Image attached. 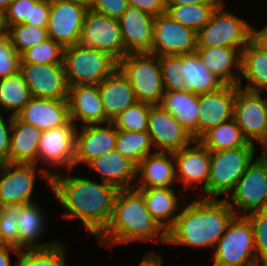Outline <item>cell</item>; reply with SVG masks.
Wrapping results in <instances>:
<instances>
[{"label": "cell", "instance_id": "obj_18", "mask_svg": "<svg viewBox=\"0 0 267 266\" xmlns=\"http://www.w3.org/2000/svg\"><path fill=\"white\" fill-rule=\"evenodd\" d=\"M0 207L6 204H29L36 179L37 165L34 164H0Z\"/></svg>", "mask_w": 267, "mask_h": 266}, {"label": "cell", "instance_id": "obj_48", "mask_svg": "<svg viewBox=\"0 0 267 266\" xmlns=\"http://www.w3.org/2000/svg\"><path fill=\"white\" fill-rule=\"evenodd\" d=\"M50 12V0H38L31 4L30 21L24 23L34 27H46Z\"/></svg>", "mask_w": 267, "mask_h": 266}, {"label": "cell", "instance_id": "obj_57", "mask_svg": "<svg viewBox=\"0 0 267 266\" xmlns=\"http://www.w3.org/2000/svg\"><path fill=\"white\" fill-rule=\"evenodd\" d=\"M267 90V83H265L263 86H261L259 89H258V93H261L262 91H266ZM266 101H267V97L264 98Z\"/></svg>", "mask_w": 267, "mask_h": 266}, {"label": "cell", "instance_id": "obj_36", "mask_svg": "<svg viewBox=\"0 0 267 266\" xmlns=\"http://www.w3.org/2000/svg\"><path fill=\"white\" fill-rule=\"evenodd\" d=\"M221 4H192L166 6V14L196 33L210 20L212 13Z\"/></svg>", "mask_w": 267, "mask_h": 266}, {"label": "cell", "instance_id": "obj_34", "mask_svg": "<svg viewBox=\"0 0 267 266\" xmlns=\"http://www.w3.org/2000/svg\"><path fill=\"white\" fill-rule=\"evenodd\" d=\"M197 140L210 151L233 149L249 143L234 118L208 129Z\"/></svg>", "mask_w": 267, "mask_h": 266}, {"label": "cell", "instance_id": "obj_17", "mask_svg": "<svg viewBox=\"0 0 267 266\" xmlns=\"http://www.w3.org/2000/svg\"><path fill=\"white\" fill-rule=\"evenodd\" d=\"M173 153L176 180L183 183L182 186H184V190L186 191L191 185H195L193 189L196 190L200 183L203 184L202 192L207 196L210 150L203 146L198 140H194L192 146H186Z\"/></svg>", "mask_w": 267, "mask_h": 266}, {"label": "cell", "instance_id": "obj_40", "mask_svg": "<svg viewBox=\"0 0 267 266\" xmlns=\"http://www.w3.org/2000/svg\"><path fill=\"white\" fill-rule=\"evenodd\" d=\"M152 104L136 102L120 113L112 123L117 130L128 132L148 131V120Z\"/></svg>", "mask_w": 267, "mask_h": 266}, {"label": "cell", "instance_id": "obj_25", "mask_svg": "<svg viewBox=\"0 0 267 266\" xmlns=\"http://www.w3.org/2000/svg\"><path fill=\"white\" fill-rule=\"evenodd\" d=\"M87 166L101 176L102 182L118 189H132L137 184V165L115 149L93 159Z\"/></svg>", "mask_w": 267, "mask_h": 266}, {"label": "cell", "instance_id": "obj_30", "mask_svg": "<svg viewBox=\"0 0 267 266\" xmlns=\"http://www.w3.org/2000/svg\"><path fill=\"white\" fill-rule=\"evenodd\" d=\"M185 127L192 137L198 139V95L193 92L166 90L159 104Z\"/></svg>", "mask_w": 267, "mask_h": 266}, {"label": "cell", "instance_id": "obj_33", "mask_svg": "<svg viewBox=\"0 0 267 266\" xmlns=\"http://www.w3.org/2000/svg\"><path fill=\"white\" fill-rule=\"evenodd\" d=\"M241 76L247 80L246 86H238L247 91H258L267 83V54L251 41L241 52Z\"/></svg>", "mask_w": 267, "mask_h": 266}, {"label": "cell", "instance_id": "obj_28", "mask_svg": "<svg viewBox=\"0 0 267 266\" xmlns=\"http://www.w3.org/2000/svg\"><path fill=\"white\" fill-rule=\"evenodd\" d=\"M42 131L13 116L9 163L37 165L38 145Z\"/></svg>", "mask_w": 267, "mask_h": 266}, {"label": "cell", "instance_id": "obj_31", "mask_svg": "<svg viewBox=\"0 0 267 266\" xmlns=\"http://www.w3.org/2000/svg\"><path fill=\"white\" fill-rule=\"evenodd\" d=\"M181 76L185 91L200 95L216 91L225 84L203 64L196 52L181 54Z\"/></svg>", "mask_w": 267, "mask_h": 266}, {"label": "cell", "instance_id": "obj_39", "mask_svg": "<svg viewBox=\"0 0 267 266\" xmlns=\"http://www.w3.org/2000/svg\"><path fill=\"white\" fill-rule=\"evenodd\" d=\"M5 33L20 56L26 50L48 39L46 27H34L25 23L10 26Z\"/></svg>", "mask_w": 267, "mask_h": 266}, {"label": "cell", "instance_id": "obj_37", "mask_svg": "<svg viewBox=\"0 0 267 266\" xmlns=\"http://www.w3.org/2000/svg\"><path fill=\"white\" fill-rule=\"evenodd\" d=\"M152 141L148 131L128 132L117 130L115 150L136 165L147 155L152 154Z\"/></svg>", "mask_w": 267, "mask_h": 266}, {"label": "cell", "instance_id": "obj_38", "mask_svg": "<svg viewBox=\"0 0 267 266\" xmlns=\"http://www.w3.org/2000/svg\"><path fill=\"white\" fill-rule=\"evenodd\" d=\"M58 242L46 249L23 250L18 257V266H66L64 248Z\"/></svg>", "mask_w": 267, "mask_h": 266}, {"label": "cell", "instance_id": "obj_6", "mask_svg": "<svg viewBox=\"0 0 267 266\" xmlns=\"http://www.w3.org/2000/svg\"><path fill=\"white\" fill-rule=\"evenodd\" d=\"M118 69L130 81L137 102L159 105L165 90L159 57L150 53L126 54Z\"/></svg>", "mask_w": 267, "mask_h": 266}, {"label": "cell", "instance_id": "obj_9", "mask_svg": "<svg viewBox=\"0 0 267 266\" xmlns=\"http://www.w3.org/2000/svg\"><path fill=\"white\" fill-rule=\"evenodd\" d=\"M225 201L236 216L241 210L247 216L255 211L267 209V152L256 157L229 193ZM236 210H235V209Z\"/></svg>", "mask_w": 267, "mask_h": 266}, {"label": "cell", "instance_id": "obj_15", "mask_svg": "<svg viewBox=\"0 0 267 266\" xmlns=\"http://www.w3.org/2000/svg\"><path fill=\"white\" fill-rule=\"evenodd\" d=\"M148 133L157 152H176L194 142L192 134L160 105H152Z\"/></svg>", "mask_w": 267, "mask_h": 266}, {"label": "cell", "instance_id": "obj_54", "mask_svg": "<svg viewBox=\"0 0 267 266\" xmlns=\"http://www.w3.org/2000/svg\"><path fill=\"white\" fill-rule=\"evenodd\" d=\"M14 0H0V10L4 12Z\"/></svg>", "mask_w": 267, "mask_h": 266}, {"label": "cell", "instance_id": "obj_4", "mask_svg": "<svg viewBox=\"0 0 267 266\" xmlns=\"http://www.w3.org/2000/svg\"><path fill=\"white\" fill-rule=\"evenodd\" d=\"M63 65L68 86L98 85L118 69L112 55L81 44L64 48Z\"/></svg>", "mask_w": 267, "mask_h": 266}, {"label": "cell", "instance_id": "obj_23", "mask_svg": "<svg viewBox=\"0 0 267 266\" xmlns=\"http://www.w3.org/2000/svg\"><path fill=\"white\" fill-rule=\"evenodd\" d=\"M24 122L41 131L66 125L70 121L68 100H53L32 97L17 114Z\"/></svg>", "mask_w": 267, "mask_h": 266}, {"label": "cell", "instance_id": "obj_16", "mask_svg": "<svg viewBox=\"0 0 267 266\" xmlns=\"http://www.w3.org/2000/svg\"><path fill=\"white\" fill-rule=\"evenodd\" d=\"M71 120L64 126L42 131L38 145L37 164L42 161L56 168L71 171L75 161L76 127ZM61 166V167H59Z\"/></svg>", "mask_w": 267, "mask_h": 266}, {"label": "cell", "instance_id": "obj_2", "mask_svg": "<svg viewBox=\"0 0 267 266\" xmlns=\"http://www.w3.org/2000/svg\"><path fill=\"white\" fill-rule=\"evenodd\" d=\"M235 216L225 199H195L181 208L167 231V244L215 248Z\"/></svg>", "mask_w": 267, "mask_h": 266}, {"label": "cell", "instance_id": "obj_14", "mask_svg": "<svg viewBox=\"0 0 267 266\" xmlns=\"http://www.w3.org/2000/svg\"><path fill=\"white\" fill-rule=\"evenodd\" d=\"M22 74L32 97L67 100L69 86L63 64L20 63Z\"/></svg>", "mask_w": 267, "mask_h": 266}, {"label": "cell", "instance_id": "obj_12", "mask_svg": "<svg viewBox=\"0 0 267 266\" xmlns=\"http://www.w3.org/2000/svg\"><path fill=\"white\" fill-rule=\"evenodd\" d=\"M79 44L104 51L118 61L124 57V44L118 20L90 9L84 16Z\"/></svg>", "mask_w": 267, "mask_h": 266}, {"label": "cell", "instance_id": "obj_27", "mask_svg": "<svg viewBox=\"0 0 267 266\" xmlns=\"http://www.w3.org/2000/svg\"><path fill=\"white\" fill-rule=\"evenodd\" d=\"M97 88L103 103L105 117L110 122L137 102L130 81L119 69L101 81Z\"/></svg>", "mask_w": 267, "mask_h": 266}, {"label": "cell", "instance_id": "obj_53", "mask_svg": "<svg viewBox=\"0 0 267 266\" xmlns=\"http://www.w3.org/2000/svg\"><path fill=\"white\" fill-rule=\"evenodd\" d=\"M224 0H166V6L192 5V4H222Z\"/></svg>", "mask_w": 267, "mask_h": 266}, {"label": "cell", "instance_id": "obj_22", "mask_svg": "<svg viewBox=\"0 0 267 266\" xmlns=\"http://www.w3.org/2000/svg\"><path fill=\"white\" fill-rule=\"evenodd\" d=\"M69 116L76 125L80 120L83 125L106 124L110 121L105 117L103 103L97 85H73L68 91Z\"/></svg>", "mask_w": 267, "mask_h": 266}, {"label": "cell", "instance_id": "obj_5", "mask_svg": "<svg viewBox=\"0 0 267 266\" xmlns=\"http://www.w3.org/2000/svg\"><path fill=\"white\" fill-rule=\"evenodd\" d=\"M255 143L219 151H210L206 199H218L233 190L235 184L256 158Z\"/></svg>", "mask_w": 267, "mask_h": 266}, {"label": "cell", "instance_id": "obj_55", "mask_svg": "<svg viewBox=\"0 0 267 266\" xmlns=\"http://www.w3.org/2000/svg\"><path fill=\"white\" fill-rule=\"evenodd\" d=\"M6 31L4 24V12L0 10V34Z\"/></svg>", "mask_w": 267, "mask_h": 266}, {"label": "cell", "instance_id": "obj_10", "mask_svg": "<svg viewBox=\"0 0 267 266\" xmlns=\"http://www.w3.org/2000/svg\"><path fill=\"white\" fill-rule=\"evenodd\" d=\"M233 118L248 142L259 143L267 152V101L261 93L236 86Z\"/></svg>", "mask_w": 267, "mask_h": 266}, {"label": "cell", "instance_id": "obj_52", "mask_svg": "<svg viewBox=\"0 0 267 266\" xmlns=\"http://www.w3.org/2000/svg\"><path fill=\"white\" fill-rule=\"evenodd\" d=\"M10 251L20 256L21 251L16 247L0 244V266H12L10 260ZM14 266H18V262Z\"/></svg>", "mask_w": 267, "mask_h": 266}, {"label": "cell", "instance_id": "obj_26", "mask_svg": "<svg viewBox=\"0 0 267 266\" xmlns=\"http://www.w3.org/2000/svg\"><path fill=\"white\" fill-rule=\"evenodd\" d=\"M140 185L135 188H170L176 180L173 152H154L147 155L137 165V179Z\"/></svg>", "mask_w": 267, "mask_h": 266}, {"label": "cell", "instance_id": "obj_43", "mask_svg": "<svg viewBox=\"0 0 267 266\" xmlns=\"http://www.w3.org/2000/svg\"><path fill=\"white\" fill-rule=\"evenodd\" d=\"M161 76L165 90L185 91L181 76V55L159 56Z\"/></svg>", "mask_w": 267, "mask_h": 266}, {"label": "cell", "instance_id": "obj_24", "mask_svg": "<svg viewBox=\"0 0 267 266\" xmlns=\"http://www.w3.org/2000/svg\"><path fill=\"white\" fill-rule=\"evenodd\" d=\"M227 47H197L196 53L205 67L225 85L242 86L241 52ZM237 70V73L234 70Z\"/></svg>", "mask_w": 267, "mask_h": 266}, {"label": "cell", "instance_id": "obj_45", "mask_svg": "<svg viewBox=\"0 0 267 266\" xmlns=\"http://www.w3.org/2000/svg\"><path fill=\"white\" fill-rule=\"evenodd\" d=\"M21 56L4 32L0 34V78L16 74L20 69Z\"/></svg>", "mask_w": 267, "mask_h": 266}, {"label": "cell", "instance_id": "obj_8", "mask_svg": "<svg viewBox=\"0 0 267 266\" xmlns=\"http://www.w3.org/2000/svg\"><path fill=\"white\" fill-rule=\"evenodd\" d=\"M223 8L224 3L197 32V47L243 49L250 42L252 25Z\"/></svg>", "mask_w": 267, "mask_h": 266}, {"label": "cell", "instance_id": "obj_3", "mask_svg": "<svg viewBox=\"0 0 267 266\" xmlns=\"http://www.w3.org/2000/svg\"><path fill=\"white\" fill-rule=\"evenodd\" d=\"M167 243V232L148 212L143 195L135 188L119 189L112 215L105 229L96 237L100 245H119L133 241Z\"/></svg>", "mask_w": 267, "mask_h": 266}, {"label": "cell", "instance_id": "obj_41", "mask_svg": "<svg viewBox=\"0 0 267 266\" xmlns=\"http://www.w3.org/2000/svg\"><path fill=\"white\" fill-rule=\"evenodd\" d=\"M63 52L60 44L48 38L26 50L21 55L20 63L63 64Z\"/></svg>", "mask_w": 267, "mask_h": 266}, {"label": "cell", "instance_id": "obj_19", "mask_svg": "<svg viewBox=\"0 0 267 266\" xmlns=\"http://www.w3.org/2000/svg\"><path fill=\"white\" fill-rule=\"evenodd\" d=\"M102 124L82 125L75 135V165H87L93 159L115 149L117 129L112 122Z\"/></svg>", "mask_w": 267, "mask_h": 266}, {"label": "cell", "instance_id": "obj_44", "mask_svg": "<svg viewBox=\"0 0 267 266\" xmlns=\"http://www.w3.org/2000/svg\"><path fill=\"white\" fill-rule=\"evenodd\" d=\"M246 217L254 230L257 263L267 266V209L255 211Z\"/></svg>", "mask_w": 267, "mask_h": 266}, {"label": "cell", "instance_id": "obj_49", "mask_svg": "<svg viewBox=\"0 0 267 266\" xmlns=\"http://www.w3.org/2000/svg\"><path fill=\"white\" fill-rule=\"evenodd\" d=\"M0 112V164L9 163L10 138L13 124V116L11 115L9 123L5 122V118Z\"/></svg>", "mask_w": 267, "mask_h": 266}, {"label": "cell", "instance_id": "obj_32", "mask_svg": "<svg viewBox=\"0 0 267 266\" xmlns=\"http://www.w3.org/2000/svg\"><path fill=\"white\" fill-rule=\"evenodd\" d=\"M144 197L146 208L152 217L162 226L167 232L175 222L180 208L176 197V192L171 188L154 189V188H135Z\"/></svg>", "mask_w": 267, "mask_h": 266}, {"label": "cell", "instance_id": "obj_1", "mask_svg": "<svg viewBox=\"0 0 267 266\" xmlns=\"http://www.w3.org/2000/svg\"><path fill=\"white\" fill-rule=\"evenodd\" d=\"M50 185L54 197L67 209L64 218H78L95 238L110 221L119 189L112 184L90 178L64 176L47 168L38 170Z\"/></svg>", "mask_w": 267, "mask_h": 266}, {"label": "cell", "instance_id": "obj_47", "mask_svg": "<svg viewBox=\"0 0 267 266\" xmlns=\"http://www.w3.org/2000/svg\"><path fill=\"white\" fill-rule=\"evenodd\" d=\"M128 7V0H94L89 9L118 20Z\"/></svg>", "mask_w": 267, "mask_h": 266}, {"label": "cell", "instance_id": "obj_21", "mask_svg": "<svg viewBox=\"0 0 267 266\" xmlns=\"http://www.w3.org/2000/svg\"><path fill=\"white\" fill-rule=\"evenodd\" d=\"M236 86L198 95V138L208 129L233 118Z\"/></svg>", "mask_w": 267, "mask_h": 266}, {"label": "cell", "instance_id": "obj_35", "mask_svg": "<svg viewBox=\"0 0 267 266\" xmlns=\"http://www.w3.org/2000/svg\"><path fill=\"white\" fill-rule=\"evenodd\" d=\"M32 99L31 92L20 72L0 78V106L16 116Z\"/></svg>", "mask_w": 267, "mask_h": 266}, {"label": "cell", "instance_id": "obj_51", "mask_svg": "<svg viewBox=\"0 0 267 266\" xmlns=\"http://www.w3.org/2000/svg\"><path fill=\"white\" fill-rule=\"evenodd\" d=\"M250 41L261 51L267 54V26L258 31L251 27V39Z\"/></svg>", "mask_w": 267, "mask_h": 266}, {"label": "cell", "instance_id": "obj_50", "mask_svg": "<svg viewBox=\"0 0 267 266\" xmlns=\"http://www.w3.org/2000/svg\"><path fill=\"white\" fill-rule=\"evenodd\" d=\"M128 4L153 16L166 12V0H128Z\"/></svg>", "mask_w": 267, "mask_h": 266}, {"label": "cell", "instance_id": "obj_29", "mask_svg": "<svg viewBox=\"0 0 267 266\" xmlns=\"http://www.w3.org/2000/svg\"><path fill=\"white\" fill-rule=\"evenodd\" d=\"M44 212L36 202L21 205L16 217L19 231V250L46 249L58 243L56 241L39 243L38 239L45 230ZM38 241V242H37Z\"/></svg>", "mask_w": 267, "mask_h": 266}, {"label": "cell", "instance_id": "obj_20", "mask_svg": "<svg viewBox=\"0 0 267 266\" xmlns=\"http://www.w3.org/2000/svg\"><path fill=\"white\" fill-rule=\"evenodd\" d=\"M155 16L128 7L118 19L124 44V56L130 53H150Z\"/></svg>", "mask_w": 267, "mask_h": 266}, {"label": "cell", "instance_id": "obj_56", "mask_svg": "<svg viewBox=\"0 0 267 266\" xmlns=\"http://www.w3.org/2000/svg\"><path fill=\"white\" fill-rule=\"evenodd\" d=\"M72 1L85 5L89 9L94 0H72Z\"/></svg>", "mask_w": 267, "mask_h": 266}, {"label": "cell", "instance_id": "obj_13", "mask_svg": "<svg viewBox=\"0 0 267 266\" xmlns=\"http://www.w3.org/2000/svg\"><path fill=\"white\" fill-rule=\"evenodd\" d=\"M197 33L166 13L155 16L150 54L159 56L196 52Z\"/></svg>", "mask_w": 267, "mask_h": 266}, {"label": "cell", "instance_id": "obj_42", "mask_svg": "<svg viewBox=\"0 0 267 266\" xmlns=\"http://www.w3.org/2000/svg\"><path fill=\"white\" fill-rule=\"evenodd\" d=\"M20 204H6L1 206L0 216V244L16 247L19 250V231L16 217Z\"/></svg>", "mask_w": 267, "mask_h": 266}, {"label": "cell", "instance_id": "obj_7", "mask_svg": "<svg viewBox=\"0 0 267 266\" xmlns=\"http://www.w3.org/2000/svg\"><path fill=\"white\" fill-rule=\"evenodd\" d=\"M213 266H254L257 263L254 230L246 216H235L220 237Z\"/></svg>", "mask_w": 267, "mask_h": 266}, {"label": "cell", "instance_id": "obj_46", "mask_svg": "<svg viewBox=\"0 0 267 266\" xmlns=\"http://www.w3.org/2000/svg\"><path fill=\"white\" fill-rule=\"evenodd\" d=\"M38 0H14L4 11V24L7 30L10 26L30 21L31 4Z\"/></svg>", "mask_w": 267, "mask_h": 266}, {"label": "cell", "instance_id": "obj_11", "mask_svg": "<svg viewBox=\"0 0 267 266\" xmlns=\"http://www.w3.org/2000/svg\"><path fill=\"white\" fill-rule=\"evenodd\" d=\"M88 8L72 0H50L47 22L48 38L63 48L77 45L80 41L84 16Z\"/></svg>", "mask_w": 267, "mask_h": 266}]
</instances>
